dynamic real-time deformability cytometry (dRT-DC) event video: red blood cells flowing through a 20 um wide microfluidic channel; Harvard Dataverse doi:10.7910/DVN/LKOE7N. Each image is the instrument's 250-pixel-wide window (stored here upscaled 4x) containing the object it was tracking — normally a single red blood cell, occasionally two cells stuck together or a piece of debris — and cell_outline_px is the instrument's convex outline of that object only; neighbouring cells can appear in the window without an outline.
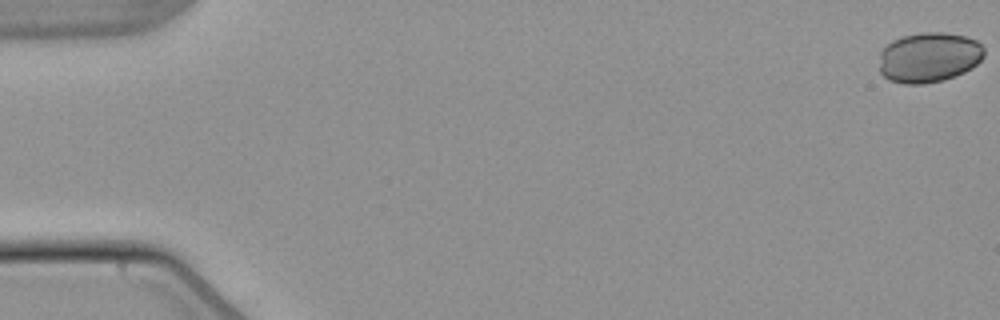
{"species": "common noctule bat (a hibernating species)", "species_latin": "Nyctalus noctula", "temperature_condition": "warm", "stored_images_in_passage": 54, "camera_frame_rate_fps": 3000, "um_per_image_px": 0.085, "animal": {"sex": "male", "body_mass_g": 21.5, "forearm_length_mm": 52.0}, "frame": {"image": 1, "passage_image": 1, "time_ms": 0.0, "image_size_px": [1000, 320], "cell_outline_px": [[984, 56], [972, 68], [964, 72], [944, 80], [924, 84], [904, 84], [888, 80], [880, 72], [880, 52], [892, 40], [904, 36], [920, 32], [944, 32], [964, 36], [976, 40], [984, 48]], "centroid_in_image_um": [78.95, 4.88], "position_along_channel_um": 6.0, "area_um2": 30.75}}
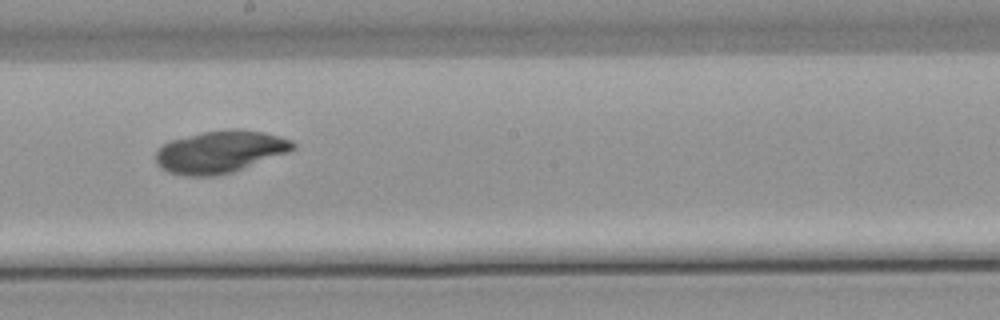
{"frame": {"image": 2, "passage_image": 31, "time_ms": 10.0, "image_size_px": [1000, 320], "cell_outline_px": [[296, 148], [288, 152], [232, 172], [212, 176], [184, 176], [168, 172], [160, 168], [156, 164], [156, 152], [164, 144], [172, 140], [200, 132], [232, 128], [236, 128], [264, 132], [280, 136], [292, 140], [296, 144]], "centroid_in_image_um": [18.71, 12.89], "position_along_channel_um": 229.5, "area_um2": 33.81}}
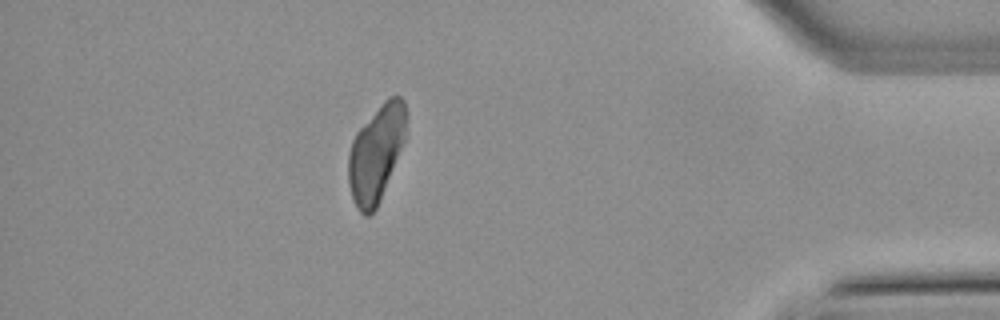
{"frame": {"image": 3, "passage_image": 48, "time_ms": 15.667, "image_size_px": [1000, 320], "cell_outline_px": [[408, 136], [380, 200], [376, 208], [368, 216], [364, 216], [356, 208], [348, 184], [348, 152], [352, 140], [356, 132], [380, 104], [388, 96], [400, 96], [404, 100], [408, 112]], "centroid_in_image_um": [32.02, 12.99], "position_along_channel_um": 403.2, "area_um2": 33.35}}